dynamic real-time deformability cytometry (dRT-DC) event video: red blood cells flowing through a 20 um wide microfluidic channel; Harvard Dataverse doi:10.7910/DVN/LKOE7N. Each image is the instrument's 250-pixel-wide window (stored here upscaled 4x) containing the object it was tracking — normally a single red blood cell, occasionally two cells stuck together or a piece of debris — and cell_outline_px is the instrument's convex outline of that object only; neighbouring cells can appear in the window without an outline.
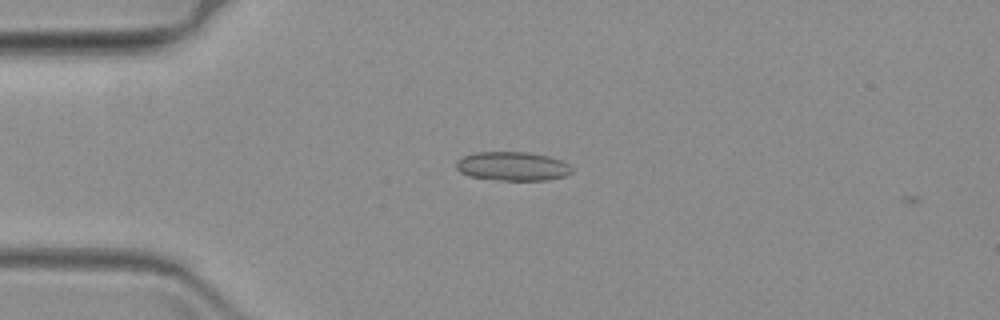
{"species": "common noctule bat (a hibernating species)", "species_latin": "Nyctalus noctula", "temperature_condition": "warm", "stored_images_in_passage": 5, "camera_frame_rate_fps": 3000, "um_per_image_px": 0.085, "animal": {"sex": "female", "body_mass_g": 19.3, "forearm_length_mm": 54.1}, "frame": {"image": 1, "passage_image": 2, "time_ms": 0.333, "image_size_px": [1000, 320], "cell_outline_px": [[572, 172], [564, 176], [548, 180], [500, 180], [468, 176], [460, 172], [456, 168], [456, 160], [464, 156], [476, 152], [528, 152], [548, 156], [560, 160], [568, 164], [572, 168]], "centroid_in_image_um": [43.55, 14.13], "position_along_channel_um": 41.5, "area_um2": 19.48}}